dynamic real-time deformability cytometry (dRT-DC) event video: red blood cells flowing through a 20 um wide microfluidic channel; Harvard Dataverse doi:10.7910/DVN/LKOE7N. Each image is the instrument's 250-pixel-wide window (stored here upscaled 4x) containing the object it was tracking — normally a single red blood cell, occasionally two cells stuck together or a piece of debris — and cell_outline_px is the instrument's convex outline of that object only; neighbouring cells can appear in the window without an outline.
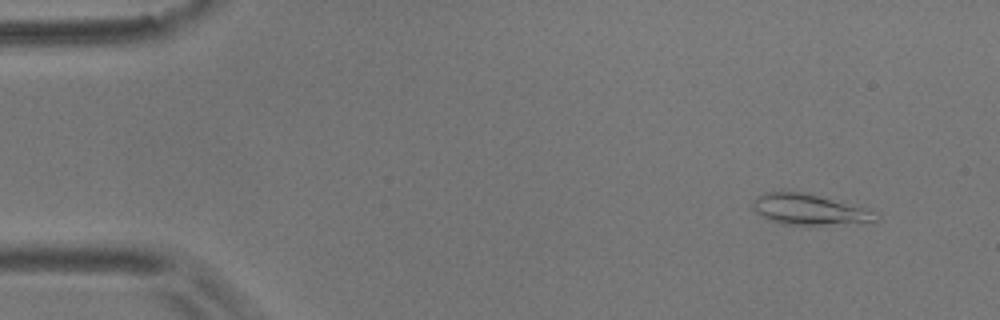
{"species": "common noctule bat (a hibernating species)", "species_latin": "Nyctalus noctula", "temperature_condition": "room temperature", "stored_images_in_passage": 6, "segment_of_instrument_passage": [1, 2], "camera_frame_rate_fps": 3000, "um_per_image_px": 0.085, "animal": {"sex": "male", "body_mass_g": 17.9}, "frame": {"image": 1, "passage_image": 2, "time_ms": 1.333, "image_size_px": [1000, 320], "cell_outline_px": [[876, 220], [872, 224], [784, 224], [768, 220], [756, 212], [752, 208], [752, 200], [756, 196], [764, 192], [780, 188], [804, 192], [864, 208], [876, 212]], "centroid_in_image_um": [68.71, 17.78], "position_along_channel_um": 16.3, "area_um2": 22.54}}